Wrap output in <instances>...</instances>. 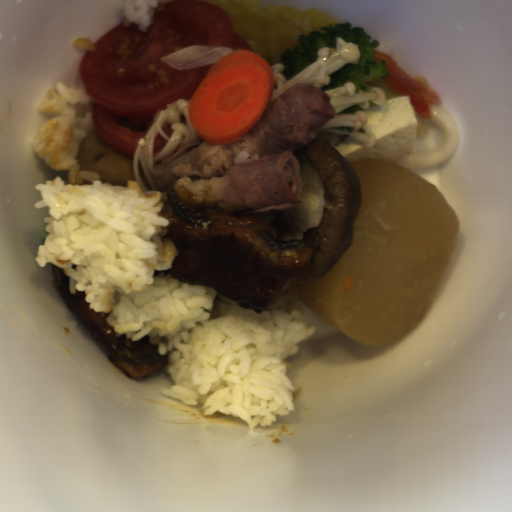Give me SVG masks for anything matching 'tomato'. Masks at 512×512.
<instances>
[{
    "label": "tomato",
    "mask_w": 512,
    "mask_h": 512,
    "mask_svg": "<svg viewBox=\"0 0 512 512\" xmlns=\"http://www.w3.org/2000/svg\"><path fill=\"white\" fill-rule=\"evenodd\" d=\"M161 130L169 138H170V136L172 135V133L174 131L172 126L170 125V123L162 124Z\"/></svg>",
    "instance_id": "tomato-3"
},
{
    "label": "tomato",
    "mask_w": 512,
    "mask_h": 512,
    "mask_svg": "<svg viewBox=\"0 0 512 512\" xmlns=\"http://www.w3.org/2000/svg\"><path fill=\"white\" fill-rule=\"evenodd\" d=\"M186 46L255 52L224 9L209 1L175 0L154 14L145 33L138 23L122 21L83 51L78 69L93 129L119 153L135 159L139 139L160 114L180 98L190 103L213 64L175 69L161 60Z\"/></svg>",
    "instance_id": "tomato-1"
},
{
    "label": "tomato",
    "mask_w": 512,
    "mask_h": 512,
    "mask_svg": "<svg viewBox=\"0 0 512 512\" xmlns=\"http://www.w3.org/2000/svg\"><path fill=\"white\" fill-rule=\"evenodd\" d=\"M168 143L169 141L166 138H164L160 133H157L154 139L152 156L159 154L168 145Z\"/></svg>",
    "instance_id": "tomato-2"
}]
</instances>
